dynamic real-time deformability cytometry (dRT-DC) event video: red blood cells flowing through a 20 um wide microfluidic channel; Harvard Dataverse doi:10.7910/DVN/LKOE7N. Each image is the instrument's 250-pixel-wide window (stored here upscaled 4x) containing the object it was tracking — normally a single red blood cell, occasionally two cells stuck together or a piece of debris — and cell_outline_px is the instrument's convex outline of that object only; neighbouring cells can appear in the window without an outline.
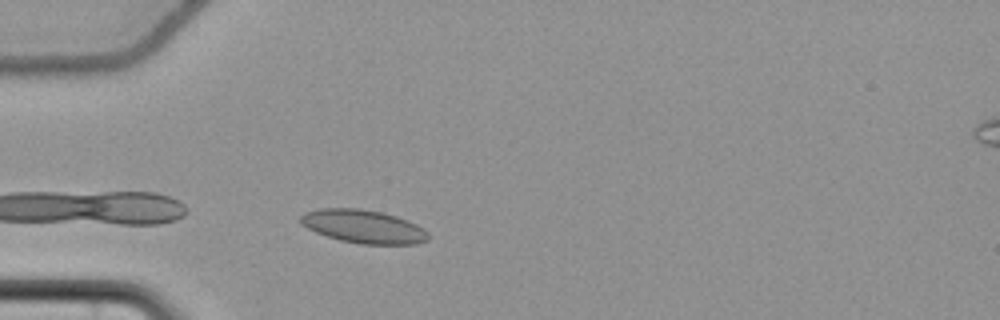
{"species": "common noctule bat (a hibernating species)", "species_latin": "Nyctalus noctula", "temperature_condition": "cold", "stored_images_in_passage": 33, "camera_frame_rate_fps": 3000, "um_per_image_px": 0.085, "animal": {"sex": "female", "body_mass_g": 22.7, "forearm_length_mm": 54.2}, "frame": {"image": 1, "passage_image": 2, "time_ms": 0.333, "image_size_px": [1000, 320], "cell_outline_px": [[428, 240], [416, 244], [360, 244], [340, 240], [316, 232], [300, 224], [300, 216], [304, 212], [320, 208], [360, 208], [380, 212], [396, 216], [408, 220], [424, 228], [428, 232]], "centroid_in_image_um": [30.89, 19.25], "position_along_channel_um": 54.1, "area_um2": 24.85}}
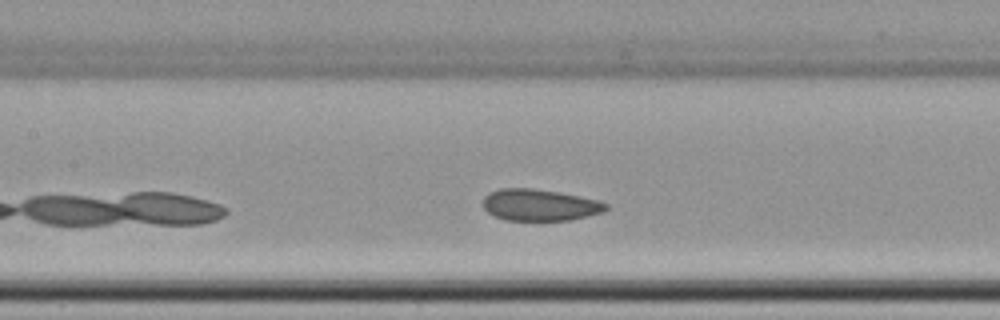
{"frame": {"image": 2, "passage_image": 12, "time_ms": 3.667, "image_size_px": [1000, 320], "cell_outline_px": [[608, 208], [604, 212], [568, 220], [504, 220], [488, 212], [484, 208], [484, 196], [488, 192], [500, 188], [532, 188], [580, 196], [596, 200], [608, 204]], "centroid_in_image_um": [45.86, 17.42], "position_along_channel_um": 161.5, "area_um2": 22.48}}
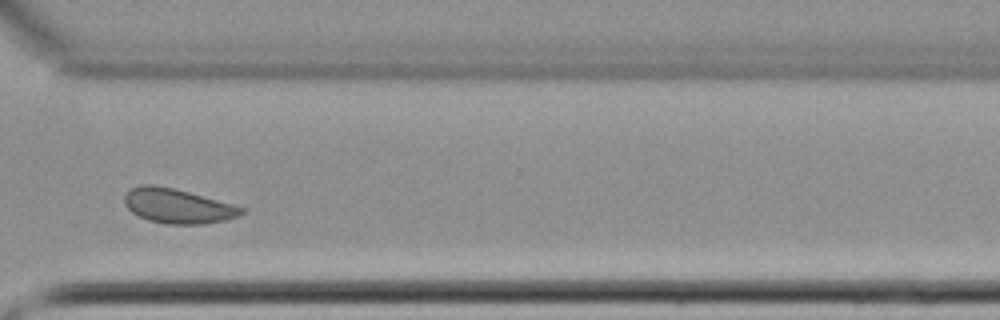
{"frame": {"image": 3, "passage_image": 28, "time_ms": 9.0, "image_size_px": [1000, 320], "cell_outline_px": [[244, 212], [228, 220], [204, 224], [168, 224], [148, 220], [132, 212], [124, 204], [124, 196], [132, 188], [140, 184], [152, 184], [172, 188], [188, 192], [232, 204], [244, 208]], "centroid_in_image_um": [15.08, 17.51], "position_along_channel_um": 355.5, "area_um2": 23.35}, "authors_computed_cell_mechanics": {"area_um2": 23.2356, "velocity_mm_per_s": 3.6199, "shape_relaxation_time_tau1_ms": null, "shape_relaxation_time_tau2_ms": 1.5421, "deformation_change_tau1": null, "deformation_change_tau2": 0.0623}}